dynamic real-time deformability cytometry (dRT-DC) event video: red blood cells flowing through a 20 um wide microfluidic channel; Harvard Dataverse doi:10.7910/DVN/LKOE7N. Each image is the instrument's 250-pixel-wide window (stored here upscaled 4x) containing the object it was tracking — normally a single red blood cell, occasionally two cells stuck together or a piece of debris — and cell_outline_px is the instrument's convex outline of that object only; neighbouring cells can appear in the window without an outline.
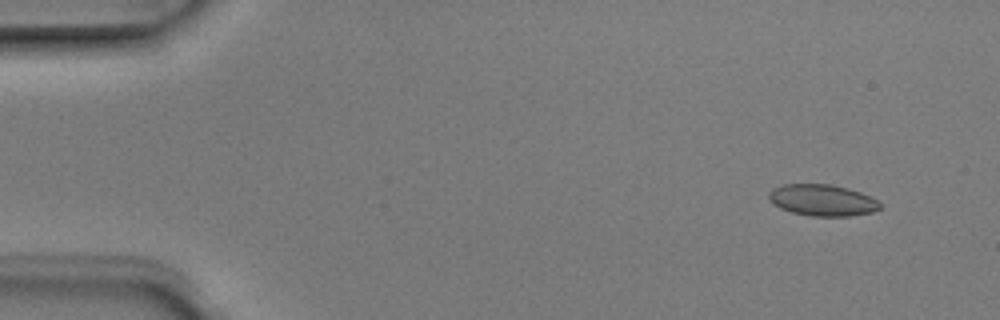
{"species": "Egyptian fruit bat (a non-hibernating species)", "species_latin": "Rousettus aegyptiacus", "temperature_condition": "room temperature", "stored_images_in_passage": 6, "camera_frame_rate_fps": 3000, "um_per_image_px": 0.085, "animal": {"sex": "male"}, "frame": {"image": 1, "passage_image": 1, "time_ms": 0.0, "image_size_px": [1000, 320], "cell_outline_px": [[880, 208], [872, 212], [848, 216], [808, 216], [792, 212], [780, 208], [772, 204], [768, 200], [768, 192], [772, 188], [784, 184], [832, 184], [848, 188], [860, 192], [876, 200], [880, 204]], "centroid_in_image_um": [69.84, 17.01], "position_along_channel_um": 15.2, "area_um2": 20.46}}
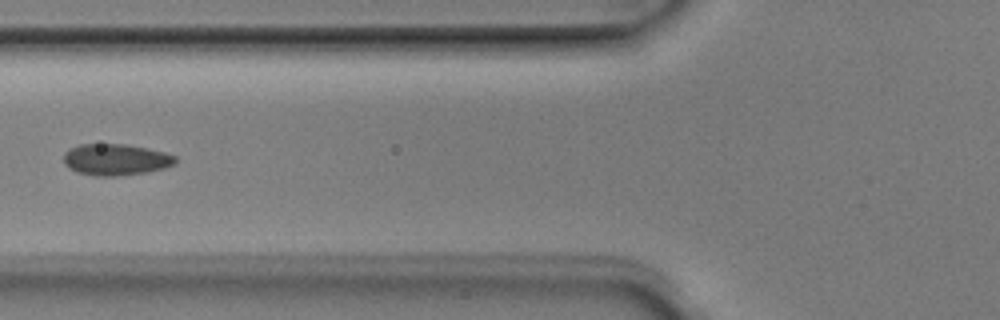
{"frame": {"image": 2, "passage_image": 5, "time_ms": 1.333, "image_size_px": [1000, 320], "cell_outline_px": [[176, 164], [164, 168], [148, 172], [116, 176], [96, 176], [76, 172], [68, 168], [64, 164], [64, 152], [68, 148], [80, 144], [124, 144], [148, 148], [164, 152], [176, 156]], "centroid_in_image_um": [9.82, 13.56], "position_along_channel_um": 116.0, "area_um2": 20.69}}
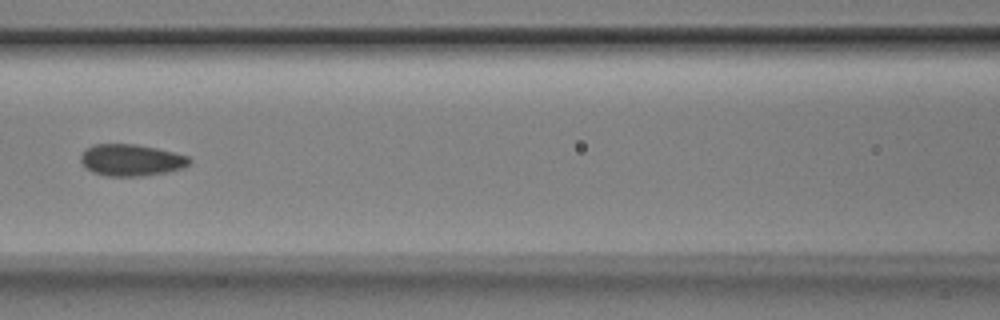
{"frame": {"image": 3, "passage_image": 6, "time_ms": 1.667, "image_size_px": [1000, 320], "cell_outline_px": [[192, 164], [184, 168], [144, 176], [108, 176], [92, 172], [80, 160], [80, 156], [88, 148], [96, 144], [136, 144], [156, 148], [188, 156], [192, 160]], "centroid_in_image_um": [11.2, 13.61], "position_along_channel_um": 155.4, "area_um2": 19.94}}